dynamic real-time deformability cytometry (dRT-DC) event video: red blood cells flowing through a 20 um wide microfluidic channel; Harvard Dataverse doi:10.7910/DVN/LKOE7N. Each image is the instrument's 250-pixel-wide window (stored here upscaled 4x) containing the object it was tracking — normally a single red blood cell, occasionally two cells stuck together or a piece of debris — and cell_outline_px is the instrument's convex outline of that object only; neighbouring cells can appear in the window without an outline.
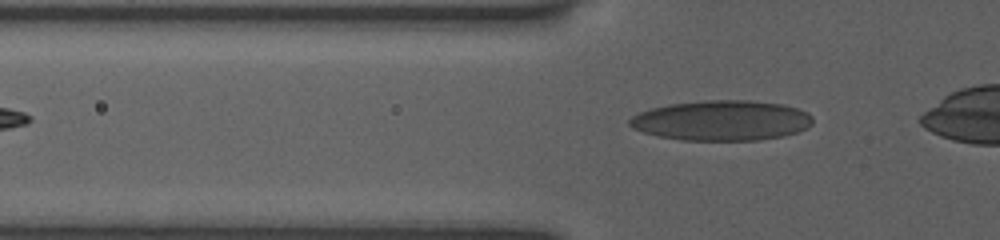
{"species": "human", "species_latin": "Homo sapiens", "temperature_condition": "room temperature", "stored_images_in_passage": 31, "camera_frame_rate_fps": 3000, "um_per_image_px": 0.085, "donor": {"sex": "female"}, "frame": {"image": 1, "passage_image": 2, "time_ms": 0.333, "image_size_px": [1000, 240], "cell_outline_px": [[812, 124], [796, 132], [780, 136], [760, 140], [680, 140], [660, 136], [644, 132], [632, 128], [628, 124], [628, 120], [632, 116], [640, 112], [652, 108], [668, 104], [708, 100], [748, 100], [784, 104], [808, 112], [812, 116]], "centroid_in_image_um": [61.32, 10.23], "position_along_channel_um": 64.5, "area_um2": 42.77}}
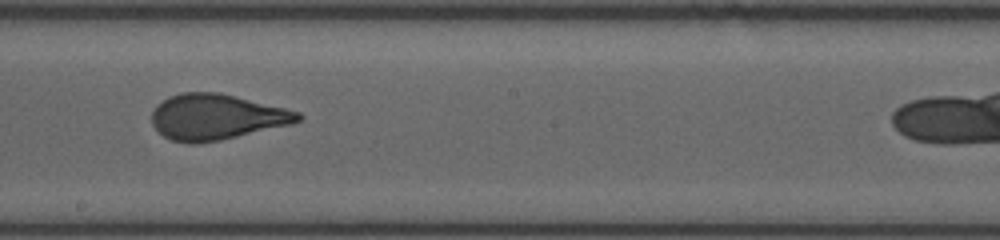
{"frame": {"image": 2, "passage_image": 15, "time_ms": 4.667, "image_size_px": [1000, 240], "cell_outline_px": [[304, 116], [300, 120], [292, 124], [220, 140], [192, 144], [188, 144], [172, 140], [164, 136], [152, 124], [152, 112], [156, 104], [168, 96], [180, 92], [220, 92], [300, 112]], "centroid_in_image_um": [18.37, 9.93], "position_along_channel_um": 229.8, "area_um2": 38.9}}
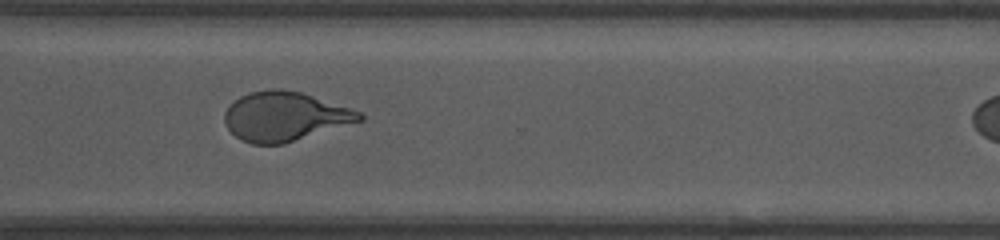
{"frame": {"image": 3, "passage_image": 24, "time_ms": 7.667, "image_size_px": [1000, 240], "cell_outline_px": [[364, 120], [284, 144], [252, 144], [240, 140], [224, 124], [224, 112], [240, 96], [252, 92], [272, 88], [280, 88], [300, 92], [360, 112], [364, 116]], "centroid_in_image_um": [24.18, 9.91], "position_along_channel_um": 346.4, "area_um2": 38.38}}